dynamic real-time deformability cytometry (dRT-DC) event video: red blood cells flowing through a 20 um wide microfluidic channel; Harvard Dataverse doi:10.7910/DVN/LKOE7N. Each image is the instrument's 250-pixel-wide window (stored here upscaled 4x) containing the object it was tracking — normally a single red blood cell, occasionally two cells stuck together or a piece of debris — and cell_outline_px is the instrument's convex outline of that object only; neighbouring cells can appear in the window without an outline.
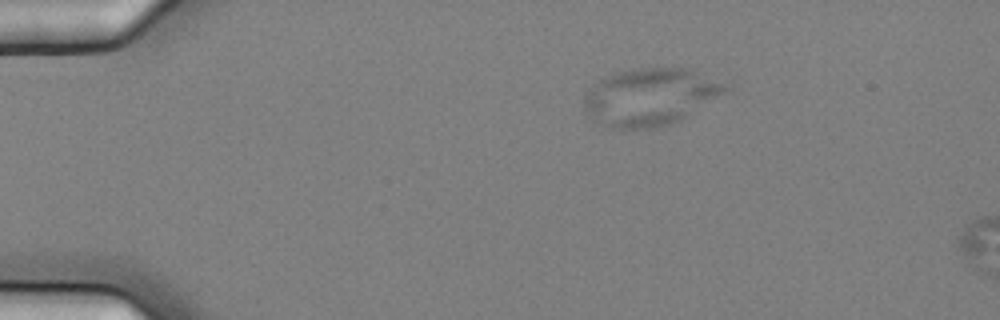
{"species": "common noctule bat (a hibernating species)", "species_latin": "Nyctalus noctula", "temperature_condition": "cold", "stored_images_in_passage": 3, "camera_frame_rate_fps": 3000, "um_per_image_px": 0.085, "animal": {"sex": "female", "body_mass_g": 25.1}, "frame": {"image": 1, "passage_image": 1, "time_ms": 0.0, "image_size_px": [1000, 320], "cell_outline_px": [[728, 92], [680, 120], [668, 124], [652, 128], [612, 128], [596, 120], [584, 108], [584, 96], [588, 88], [604, 76], [612, 72], [632, 68], [692, 68], [724, 84], [728, 88]], "centroid_in_image_um": [55.26, 8.2], "position_along_channel_um": 29.7, "area_um2": 47.05}}
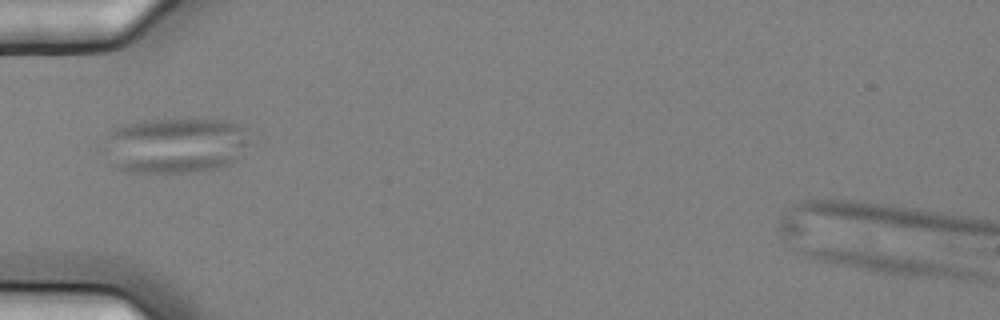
{"frame": {"image": 2, "passage_image": 3, "time_ms": 0.667, "image_size_px": [1000, 320], "cell_outline_px": [[256, 144], [236, 160], [212, 168], [192, 172], [132, 172], [120, 168], [112, 164], [96, 148], [108, 132], [112, 128], [144, 120], [228, 120], [244, 128]], "centroid_in_image_um": [14.87, 12.35], "position_along_channel_um": 70.1, "area_um2": 48.38}}